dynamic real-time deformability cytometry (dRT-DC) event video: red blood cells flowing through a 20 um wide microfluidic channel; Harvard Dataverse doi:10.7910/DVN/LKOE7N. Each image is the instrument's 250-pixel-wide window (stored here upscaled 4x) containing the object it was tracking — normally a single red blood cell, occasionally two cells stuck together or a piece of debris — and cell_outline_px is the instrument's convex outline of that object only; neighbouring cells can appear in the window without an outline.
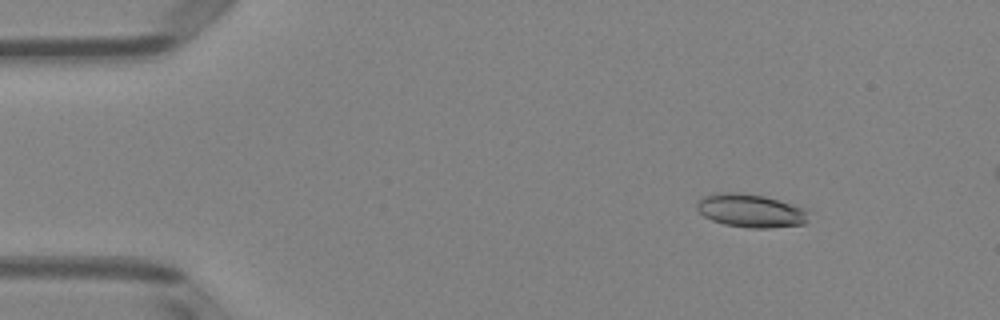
{"species": "Egyptian fruit bat (a non-hibernating species)", "species_latin": "Rousettus aegyptiacus", "temperature_condition": "room temperature", "stored_images_in_passage": 52, "camera_frame_rate_fps": 3000, "um_per_image_px": 0.085, "animal": {"sex": "female"}, "frame": {"image": 1, "passage_image": 7, "time_ms": 2.0, "image_size_px": [1000, 320], "cell_outline_px": [[808, 220], [804, 224], [768, 228], [748, 228], [724, 224], [712, 220], [704, 216], [696, 208], [696, 204], [704, 196], [712, 192], [740, 192], [764, 196], [808, 208]], "centroid_in_image_um": [63.82, 17.9], "position_along_channel_um": 21.2, "area_um2": 21.96}}
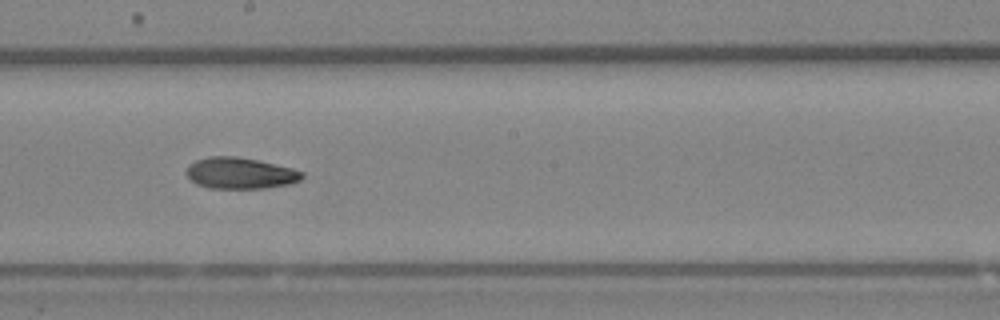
{"frame": {"image": 2, "passage_image": 29, "time_ms": 9.333, "image_size_px": [1000, 320], "cell_outline_px": [[304, 176], [300, 180], [288, 184], [264, 188], [208, 188], [196, 184], [184, 172], [188, 164], [196, 160], [208, 156], [236, 156], [260, 160], [292, 168], [304, 172]], "centroid_in_image_um": [20.39, 14.71], "position_along_channel_um": 227.8, "area_um2": 21.27}}
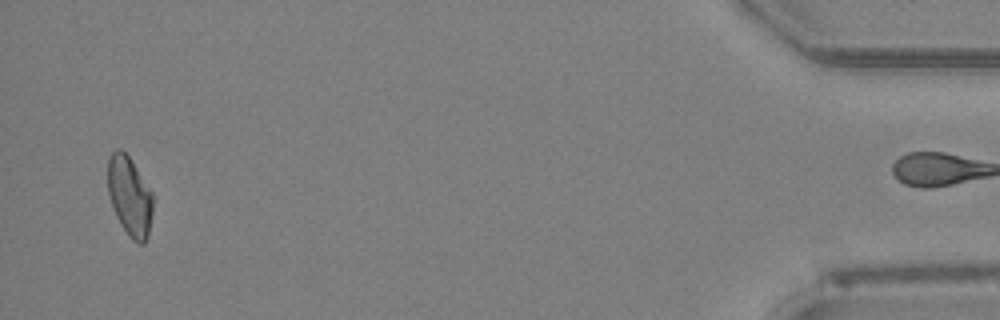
{"frame": {"image": 3, "passage_image": 50, "time_ms": 16.333, "image_size_px": [1000, 320], "cell_outline_px": [[152, 212], [148, 236], [144, 244], [140, 244], [132, 240], [120, 224], [116, 216], [108, 196], [108, 160], [112, 152], [116, 148], [120, 148], [128, 156], [152, 192]], "centroid_in_image_um": [11.01, 16.7], "position_along_channel_um": 424.2, "area_um2": 20.75}, "authors_computed_cell_mechanics": {"area_um2": 21.2993, "velocity_mm_per_s": 3.9932, "shape_relaxation_time_tau1_ms": 6.2023, "shape_relaxation_time_tau2_ms": 4.4797, "deformation_change_tau1": 0.153, "deformation_change_tau2": 0.1132}}